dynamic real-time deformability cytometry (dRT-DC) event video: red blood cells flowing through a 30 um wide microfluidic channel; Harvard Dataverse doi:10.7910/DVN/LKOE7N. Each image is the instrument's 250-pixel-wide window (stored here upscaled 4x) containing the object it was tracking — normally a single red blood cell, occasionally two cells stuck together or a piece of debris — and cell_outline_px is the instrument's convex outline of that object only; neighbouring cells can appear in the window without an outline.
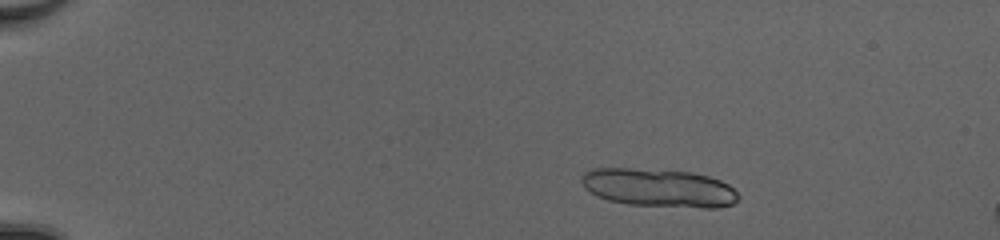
{"species": "common noctule bat (a hibernating species)", "species_latin": "Nyctalus noctula", "temperature_condition": "cold", "stored_images_in_passage": 14, "camera_frame_rate_fps": 3000, "um_per_image_px": 0.085, "animal": {"sex": "female", "body_mass_g": 20.0, "forearm_length_mm": 54.0}, "frame": {"image": 1, "passage_image": 8, "time_ms": 2.333, "image_size_px": [1000, 240], "cell_outline_px": [[740, 196], [732, 204], [716, 208], [704, 208], [628, 204], [608, 200], [596, 196], [584, 188], [580, 180], [584, 172], [592, 168], [628, 168], [692, 172], [708, 176], [720, 180], [728, 184]], "centroid_in_image_um": [55.96, 15.96], "position_along_channel_um": 29.0, "area_um2": 35.08}}